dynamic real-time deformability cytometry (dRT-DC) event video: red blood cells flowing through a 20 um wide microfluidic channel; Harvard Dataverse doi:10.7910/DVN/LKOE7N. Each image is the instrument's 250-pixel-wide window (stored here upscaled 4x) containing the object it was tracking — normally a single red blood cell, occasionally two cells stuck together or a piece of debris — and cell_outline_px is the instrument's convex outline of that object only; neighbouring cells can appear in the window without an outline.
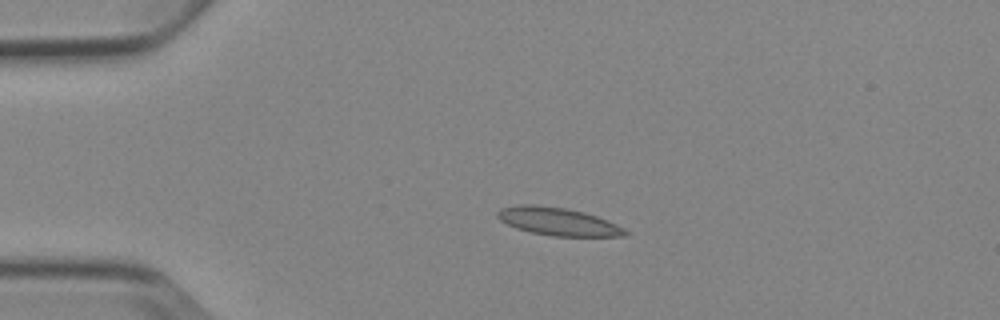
{"species": "Egyptian fruit bat (a non-hibernating species)", "species_latin": "Rousettus aegyptiacus", "temperature_condition": "cold", "stored_images_in_passage": 2, "camera_frame_rate_fps": 3000, "um_per_image_px": 0.085, "animal": {"sex": "female"}, "frame": {"image": 1, "passage_image": 1, "time_ms": 0.0, "image_size_px": [1000, 320], "cell_outline_px": [[628, 236], [552, 236], [532, 232], [516, 228], [500, 220], [496, 216], [496, 212], [500, 208], [516, 204], [536, 204], [564, 208], [584, 212], [596, 216], [624, 228], [628, 232]], "centroid_in_image_um": [47.38, 18.82], "position_along_channel_um": 37.6, "area_um2": 20.69}}